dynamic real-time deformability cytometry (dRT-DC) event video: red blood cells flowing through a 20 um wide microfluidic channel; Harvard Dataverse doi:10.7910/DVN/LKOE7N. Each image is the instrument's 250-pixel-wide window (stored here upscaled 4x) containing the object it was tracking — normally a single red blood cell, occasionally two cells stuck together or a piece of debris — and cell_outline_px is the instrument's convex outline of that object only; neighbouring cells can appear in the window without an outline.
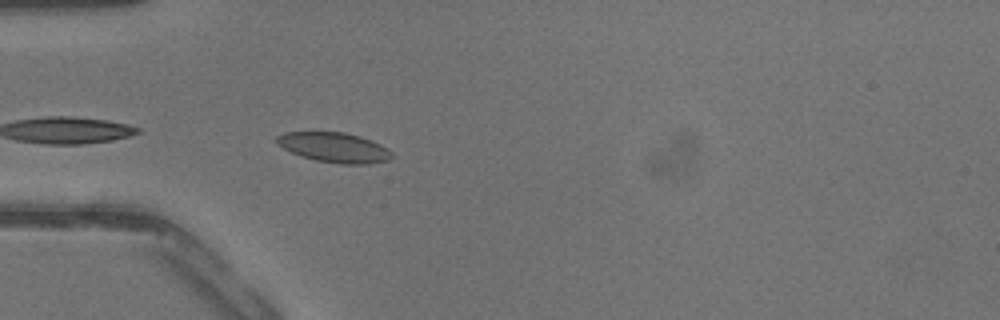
{"species": "common noctule bat (a hibernating species)", "species_latin": "Nyctalus noctula", "temperature_condition": "warm", "stored_images_in_passage": 15, "camera_frame_rate_fps": 3000, "um_per_image_px": 0.085, "animal": {"sex": "male", "body_mass_g": 13.3}, "frame": {"image": 1, "passage_image": 1, "time_ms": 0.0, "image_size_px": [1000, 320], "cell_outline_px": [[396, 156], [388, 160], [368, 164], [340, 164], [316, 160], [300, 156], [276, 144], [276, 136], [284, 132], [344, 132], [360, 136], [372, 140], [388, 148]], "centroid_in_image_um": [28.44, 12.53], "position_along_channel_um": 56.6, "area_um2": 20.23}}
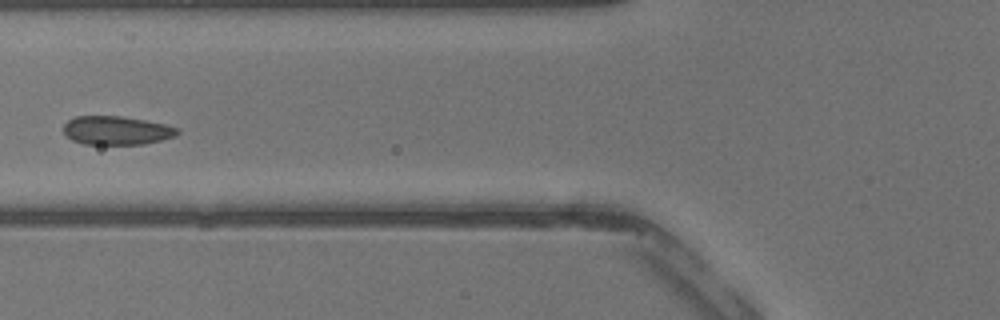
{"frame": {"image": 2, "passage_image": 5, "time_ms": 1.333, "image_size_px": [1000, 320], "cell_outline_px": [[180, 132], [176, 136], [144, 144], [84, 144], [72, 140], [64, 136], [64, 124], [68, 120], [76, 116], [120, 116], [144, 120], [164, 124], [180, 128]], "centroid_in_image_um": [9.9, 11.09], "position_along_channel_um": 115.9, "area_um2": 19.07}}
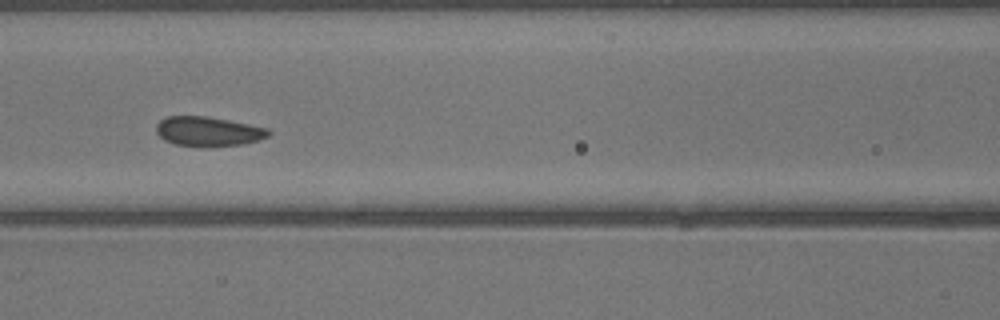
{"frame": {"image": 3, "passage_image": 7, "time_ms": 2.0, "image_size_px": [1000, 320], "cell_outline_px": [[272, 132], [268, 136], [260, 140], [244, 144], [204, 148], [176, 144], [164, 140], [156, 132], [156, 124], [160, 120], [168, 116], [208, 116], [268, 128]], "centroid_in_image_um": [17.71, 11.19], "position_along_channel_um": 148.9, "area_um2": 19.65}}